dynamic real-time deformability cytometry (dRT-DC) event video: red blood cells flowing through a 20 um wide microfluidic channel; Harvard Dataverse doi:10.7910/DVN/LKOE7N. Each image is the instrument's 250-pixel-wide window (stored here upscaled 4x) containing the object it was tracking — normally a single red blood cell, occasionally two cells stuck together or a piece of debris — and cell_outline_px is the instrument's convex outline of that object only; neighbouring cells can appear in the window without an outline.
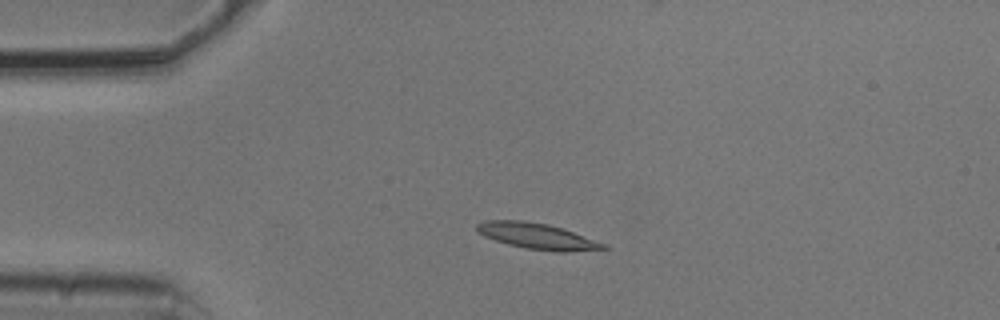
{"species": "common noctule bat (a hibernating species)", "species_latin": "Nyctalus noctula", "temperature_condition": "cold", "stored_images_in_passage": 42, "camera_frame_rate_fps": 3000, "um_per_image_px": 0.085, "animal": {"sex": "male", "body_mass_g": 20.5, "forearm_length_mm": 52.5}, "frame": {"image": 1, "passage_image": 1, "time_ms": 0.0, "image_size_px": [1000, 320], "cell_outline_px": [[612, 248], [564, 252], [556, 252], [524, 248], [508, 244], [484, 236], [476, 232], [476, 224], [484, 220], [520, 220], [548, 224], [608, 244]], "centroid_in_image_um": [45.65, 20.08], "position_along_channel_um": 39.3, "area_um2": 19.13}}
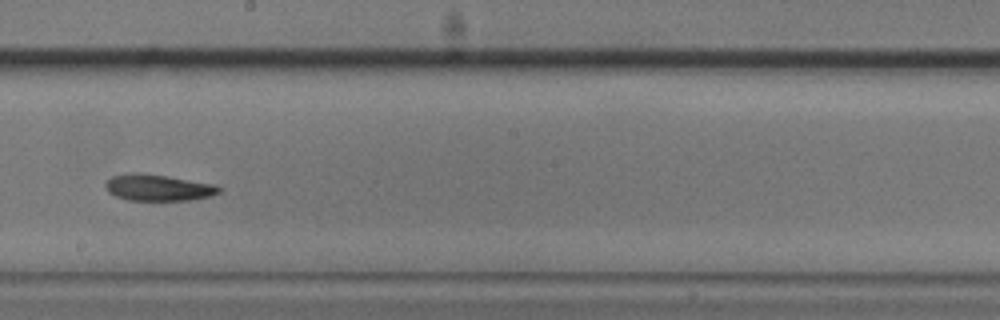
{"frame": {"image": 2, "passage_image": 19, "time_ms": 6.0, "image_size_px": [1000, 320], "cell_outline_px": [[220, 192], [212, 196], [192, 200], [128, 200], [116, 196], [108, 192], [104, 184], [112, 176], [136, 172], [140, 172], [168, 176], [216, 184], [220, 188]], "centroid_in_image_um": [13.47, 15.94], "position_along_channel_um": 234.7, "area_um2": 17.57}}
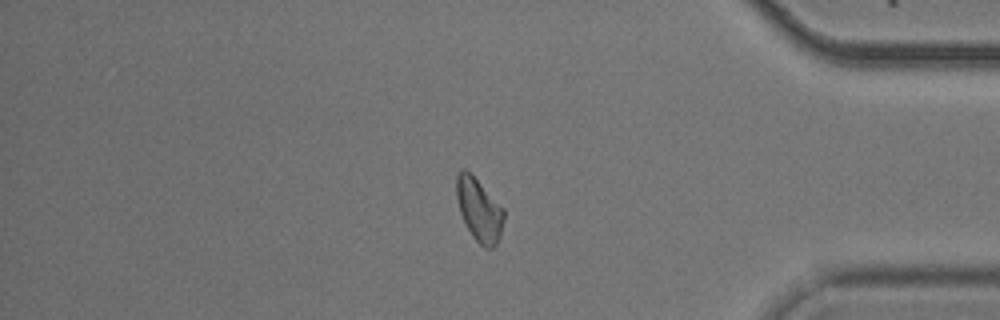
{"frame": {"image": 3, "passage_image": 34, "time_ms": 11.0, "image_size_px": [1000, 320], "cell_outline_px": [[504, 220], [500, 236], [496, 248], [484, 248], [472, 236], [460, 212], [456, 196], [456, 176], [460, 168], [464, 168], [504, 208]], "centroid_in_image_um": [40.73, 17.87], "position_along_channel_um": 394.5, "area_um2": 17.22}, "authors_computed_cell_mechanics": {"area_um2": 17.7446, "velocity_mm_per_s": 3.7416, "shape_relaxation_time_tau1_ms": 9.8824, "shape_relaxation_time_tau2_ms": null, "deformation_change_tau1": 0.2612, "deformation_change_tau2": null}}